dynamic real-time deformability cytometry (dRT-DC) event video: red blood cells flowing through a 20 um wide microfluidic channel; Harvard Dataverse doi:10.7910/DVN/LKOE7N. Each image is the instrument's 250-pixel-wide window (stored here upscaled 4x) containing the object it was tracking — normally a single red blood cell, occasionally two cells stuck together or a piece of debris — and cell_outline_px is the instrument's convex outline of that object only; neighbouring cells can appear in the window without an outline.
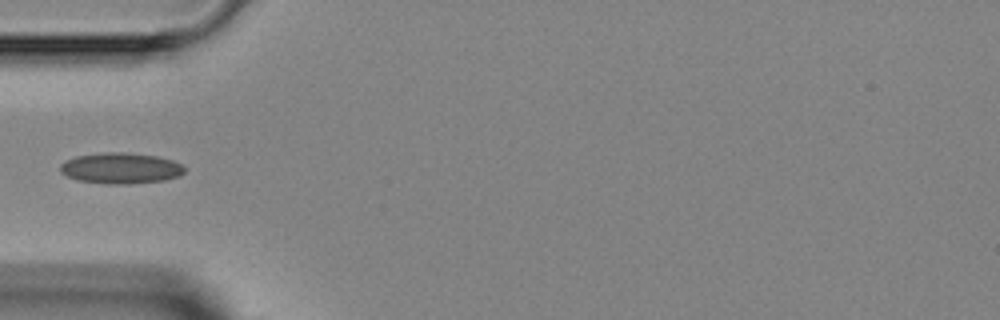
{"species": "Egyptian fruit bat (a non-hibernating species)", "species_latin": "Rousettus aegyptiacus", "temperature_condition": "room temperature", "stored_images_in_passage": 2, "camera_frame_rate_fps": 3000, "um_per_image_px": 0.085, "animal": {"sex": "female"}, "frame": {"image": 1, "passage_image": 1, "time_ms": 0.0, "image_size_px": [1000, 320], "cell_outline_px": [[184, 172], [180, 176], [164, 180], [128, 184], [108, 184], [80, 180], [68, 176], [60, 172], [60, 164], [76, 156], [104, 152], [128, 152], [156, 156], [172, 160], [184, 164]], "centroid_in_image_um": [10.3, 14.29], "position_along_channel_um": 74.7, "area_um2": 22.37}}
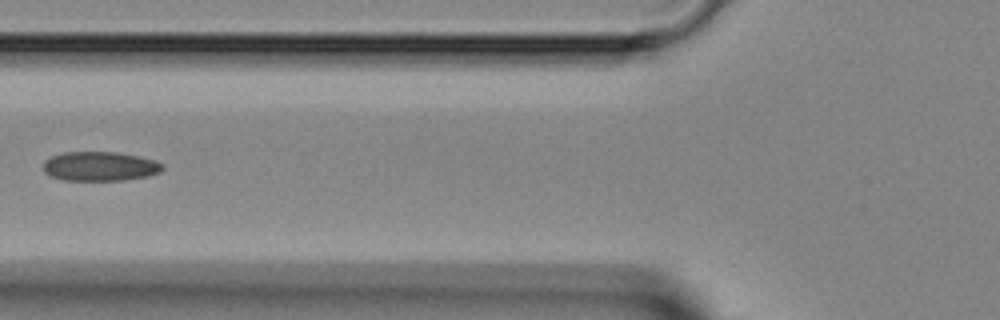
{"frame": {"image": 2, "passage_image": 2, "time_ms": 1.0, "image_size_px": [1000, 320], "cell_outline_px": [[164, 168], [160, 172], [148, 176], [124, 180], [60, 180], [44, 172], [44, 160], [52, 156], [64, 152], [116, 152], [156, 160], [164, 164]], "centroid_in_image_um": [8.51, 14.14], "position_along_channel_um": 117.3, "area_um2": 20.4}}